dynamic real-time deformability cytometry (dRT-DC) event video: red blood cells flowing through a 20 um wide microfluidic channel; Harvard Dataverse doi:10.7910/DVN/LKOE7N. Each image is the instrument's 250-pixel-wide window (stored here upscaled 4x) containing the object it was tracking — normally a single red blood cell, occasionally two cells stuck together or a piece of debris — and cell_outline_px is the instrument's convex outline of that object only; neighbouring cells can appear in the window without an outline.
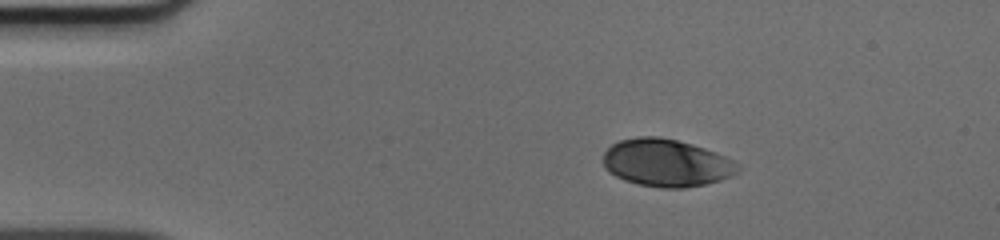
{"species": "human", "species_latin": "Homo sapiens", "temperature_condition": "cold", "stored_images_in_passage": 42, "camera_frame_rate_fps": 3000, "um_per_image_px": 0.085, "donor": {"sex": "male"}, "frame": {"image": 1, "passage_image": 1, "time_ms": 0.0, "image_size_px": [1000, 240], "cell_outline_px": [[740, 172], [732, 176], [720, 180], [704, 184], [684, 188], [660, 188], [636, 184], [624, 180], [608, 172], [604, 164], [604, 152], [612, 144], [620, 140], [640, 136], [660, 136], [692, 144], [716, 152], [732, 160], [740, 168]], "centroid_in_image_um": [56.64, 13.85], "position_along_channel_um": 28.4, "area_um2": 37.34}}
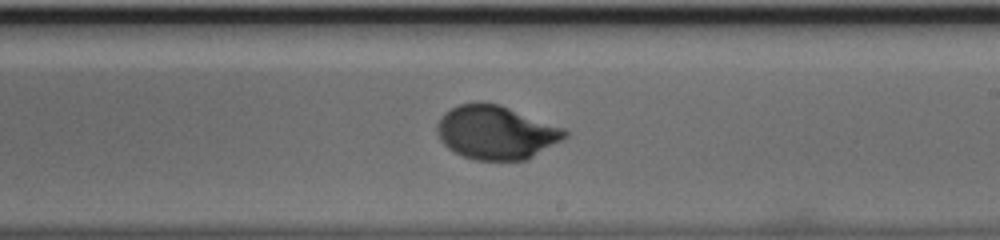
{"frame": {"image": 2, "passage_image": 22, "time_ms": 7.0, "image_size_px": [1000, 240], "cell_outline_px": [[568, 136], [528, 160], [476, 160], [464, 156], [448, 148], [440, 140], [436, 132], [436, 124], [440, 116], [444, 112], [460, 104], [500, 104], [564, 128], [568, 132]], "centroid_in_image_um": [42.16, 11.27], "position_along_channel_um": 246.8, "area_um2": 39.71}}
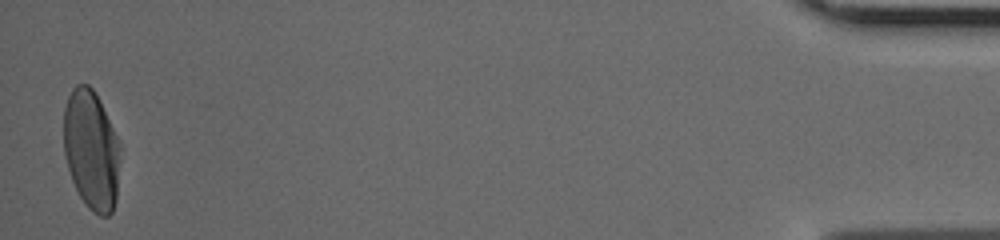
{"frame": {"image": 3, "passage_image": 42, "time_ms": 13.667, "image_size_px": [1000, 240], "cell_outline_px": [[120, 148], [116, 200], [112, 212], [108, 216], [100, 216], [92, 212], [88, 208], [80, 196], [72, 180], [68, 168], [64, 152], [64, 108], [68, 96], [72, 88], [76, 84], [88, 84], [92, 88], [120, 140]], "centroid_in_image_um": [7.76, 12.75], "position_along_channel_um": 427.4, "area_um2": 39.36}}